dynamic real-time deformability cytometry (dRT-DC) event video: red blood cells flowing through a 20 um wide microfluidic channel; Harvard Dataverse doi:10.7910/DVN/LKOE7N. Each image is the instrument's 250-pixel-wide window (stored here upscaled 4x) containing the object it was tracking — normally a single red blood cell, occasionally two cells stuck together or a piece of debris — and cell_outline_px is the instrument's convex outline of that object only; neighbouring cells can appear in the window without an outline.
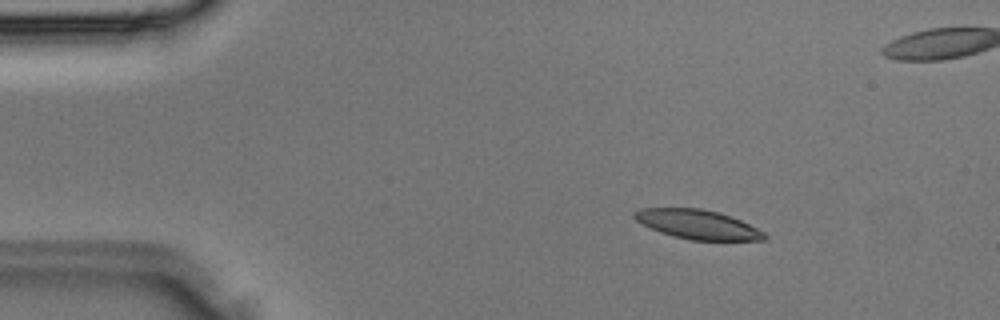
{"species": "Egyptian fruit bat (a non-hibernating species)", "species_latin": "Rousettus aegyptiacus", "temperature_condition": "room temperature", "stored_images_in_passage": 32, "camera_frame_rate_fps": 3000, "um_per_image_px": 0.085, "animal": {"sex": "male"}, "frame": {"image": 1, "passage_image": 1, "time_ms": 0.0, "image_size_px": [1000, 320], "cell_outline_px": [[768, 236], [764, 240], [692, 240], [672, 236], [660, 232], [636, 220], [632, 216], [632, 212], [640, 208], [700, 208], [720, 212], [740, 220], [764, 232]], "centroid_in_image_um": [59.28, 19.07], "position_along_channel_um": 25.7, "area_um2": 22.08}}
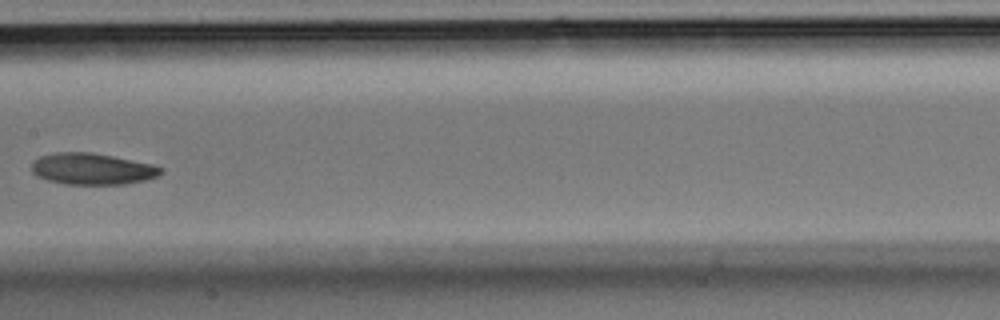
{"frame": {"image": 2, "passage_image": 14, "time_ms": 4.333, "image_size_px": [1000, 320], "cell_outline_px": [[164, 172], [156, 176], [144, 180], [124, 184], [68, 184], [48, 180], [36, 176], [32, 172], [32, 160], [40, 156], [52, 152], [92, 152], [152, 164], [164, 168]], "centroid_in_image_um": [7.81, 14.34], "position_along_channel_um": 199.6, "area_um2": 23.7}}
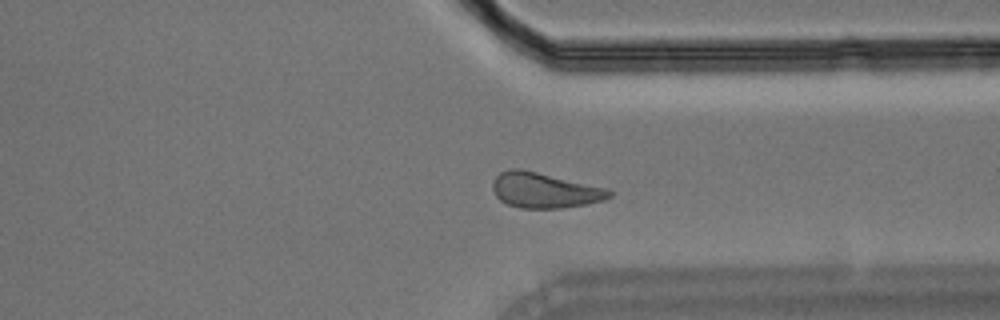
{"frame": {"image": 3, "passage_image": 23, "time_ms": 7.333, "image_size_px": [1000, 320], "cell_outline_px": [[612, 196], [604, 200], [584, 204], [560, 208], [520, 208], [508, 204], [500, 200], [496, 196], [492, 188], [492, 180], [500, 172], [508, 168], [520, 168], [608, 188], [612, 192]], "centroid_in_image_um": [46.26, 16.16], "position_along_channel_um": 365.1, "area_um2": 24.04}}